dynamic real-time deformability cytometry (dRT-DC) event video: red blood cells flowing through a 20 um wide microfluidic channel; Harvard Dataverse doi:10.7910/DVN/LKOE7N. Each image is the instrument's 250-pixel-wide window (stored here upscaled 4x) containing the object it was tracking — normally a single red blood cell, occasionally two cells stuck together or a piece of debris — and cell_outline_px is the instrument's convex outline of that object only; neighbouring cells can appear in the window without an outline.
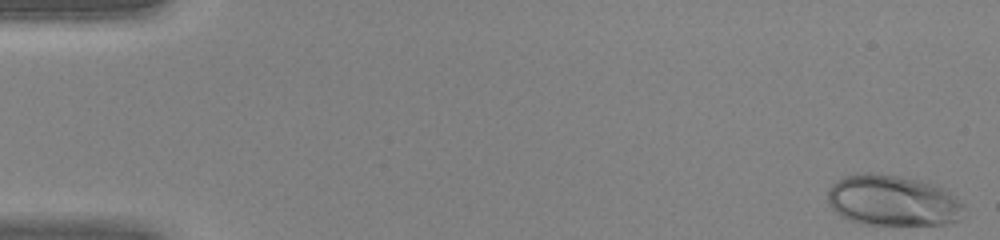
{"species": "human", "species_latin": "Homo sapiens", "temperature_condition": "warm", "stored_images_in_passage": 44, "camera_frame_rate_fps": 3000, "um_per_image_px": 0.085, "donor": {"sex": "female"}, "frame": {"image": 1, "passage_image": 1, "time_ms": 0.0, "image_size_px": [1000, 240], "cell_outline_px": [[964, 204], [960, 220], [944, 224], [864, 224], [848, 220], [840, 216], [828, 204], [828, 192], [832, 184], [844, 176], [856, 172], [876, 172], [920, 180], [944, 188], [956, 196]], "centroid_in_image_um": [75.87, 17.03], "position_along_channel_um": 9.1, "area_um2": 40.69}}
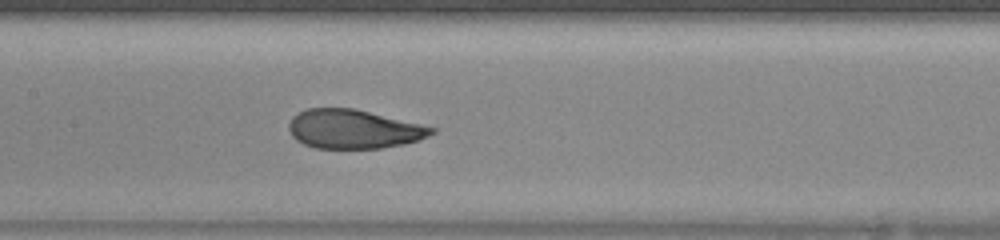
{"frame": {"image": 2, "passage_image": 22, "time_ms": 7.0, "image_size_px": [1000, 240], "cell_outline_px": [[436, 132], [428, 136], [404, 144], [380, 148], [316, 148], [304, 144], [296, 140], [292, 136], [288, 128], [288, 124], [292, 116], [308, 108], [352, 108], [420, 124], [436, 128]], "centroid_in_image_um": [30.02, 10.97], "position_along_channel_um": 177.4, "area_um2": 32.14}}
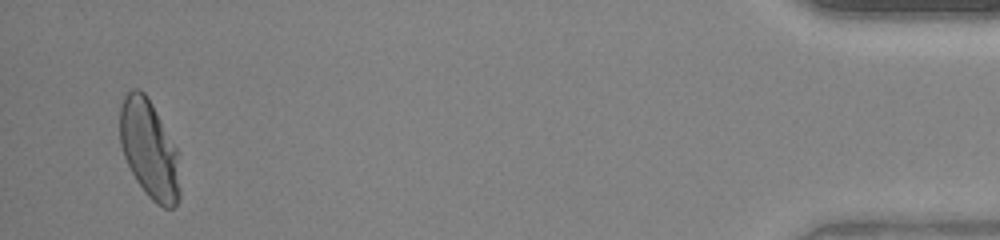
{"frame": {"image": 3, "passage_image": 43, "time_ms": 14.0, "image_size_px": [1000, 240], "cell_outline_px": [[180, 196], [176, 204], [172, 208], [164, 208], [156, 204], [148, 196], [136, 180], [124, 156], [120, 144], [120, 104], [124, 96], [132, 88], [140, 88], [144, 92], [152, 104], [176, 148], [180, 188]], "centroid_in_image_um": [12.67, 12.69], "position_along_channel_um": 422.5, "area_um2": 34.16}}